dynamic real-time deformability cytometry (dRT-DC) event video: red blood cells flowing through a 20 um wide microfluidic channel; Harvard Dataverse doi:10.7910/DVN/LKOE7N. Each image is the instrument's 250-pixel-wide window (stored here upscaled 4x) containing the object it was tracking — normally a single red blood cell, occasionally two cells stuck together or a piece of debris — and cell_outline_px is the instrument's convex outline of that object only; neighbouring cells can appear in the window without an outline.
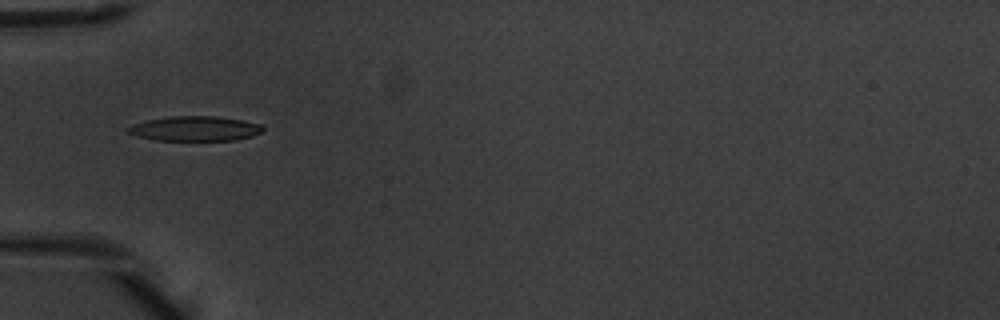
{"species": "common noctule bat (a hibernating species)", "species_latin": "Nyctalus noctula", "temperature_condition": "warm", "stored_images_in_passage": 5, "camera_frame_rate_fps": 3000, "um_per_image_px": 0.085, "animal": {"sex": "male", "body_mass_g": 20.1, "forearm_length_mm": 53.5}, "frame": {"image": 1, "passage_image": 5, "time_ms": 1.333, "image_size_px": [1000, 320], "cell_outline_px": [[264, 128], [260, 132], [252, 136], [236, 140], [156, 140], [140, 136], [128, 132], [128, 128], [136, 124], [148, 120], [172, 116], [212, 116], [240, 120], [264, 124]], "centroid_in_image_um": [16.65, 10.93], "position_along_channel_um": 68.3, "area_um2": 19.07}}